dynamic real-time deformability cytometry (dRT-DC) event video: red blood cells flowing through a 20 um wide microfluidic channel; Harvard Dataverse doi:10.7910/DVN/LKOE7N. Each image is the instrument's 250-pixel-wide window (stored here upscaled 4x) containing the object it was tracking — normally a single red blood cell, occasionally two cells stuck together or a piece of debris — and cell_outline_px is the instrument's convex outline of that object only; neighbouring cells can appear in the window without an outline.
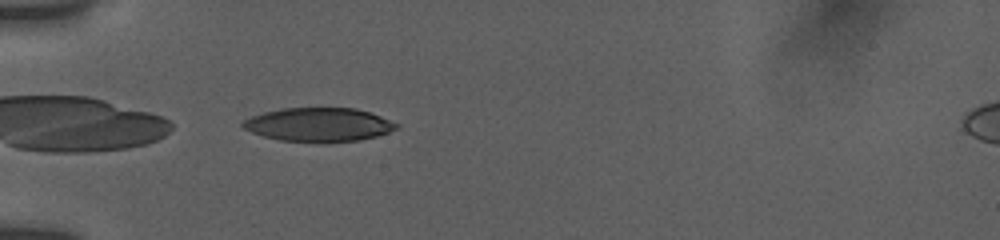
{"species": "human", "species_latin": "Homo sapiens", "temperature_condition": "room temperature", "stored_images_in_passage": 6, "camera_frame_rate_fps": 3000, "um_per_image_px": 0.085, "donor": {"sex": "female"}, "frame": {"image": 1, "passage_image": 1, "time_ms": 0.0, "image_size_px": [1000, 240], "cell_outline_px": [[400, 128], [376, 136], [360, 140], [280, 140], [264, 136], [252, 132], [244, 128], [240, 124], [244, 120], [252, 116], [264, 112], [280, 108], [356, 108], [380, 116], [400, 124]], "centroid_in_image_um": [27.11, 10.56], "position_along_channel_um": 57.9, "area_um2": 29.48}}
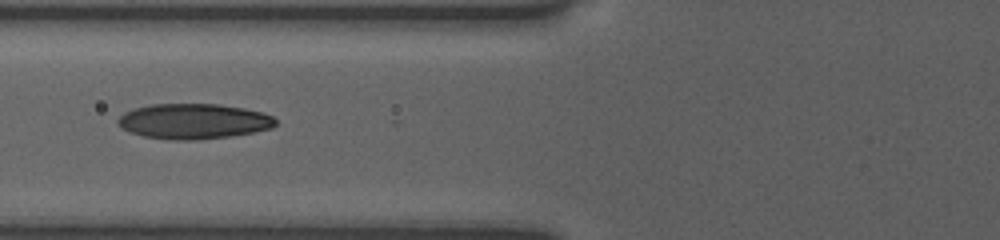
{"frame": {"image": 2, "passage_image": 4, "time_ms": 1.667, "image_size_px": [1000, 240], "cell_outline_px": [[276, 124], [272, 128], [232, 136], [196, 140], [172, 140], [144, 136], [132, 132], [124, 128], [116, 120], [124, 112], [136, 108], [152, 104], [216, 104], [244, 108], [260, 112], [272, 116], [276, 120]], "centroid_in_image_um": [16.47, 10.31], "position_along_channel_um": 109.3, "area_um2": 32.14}}